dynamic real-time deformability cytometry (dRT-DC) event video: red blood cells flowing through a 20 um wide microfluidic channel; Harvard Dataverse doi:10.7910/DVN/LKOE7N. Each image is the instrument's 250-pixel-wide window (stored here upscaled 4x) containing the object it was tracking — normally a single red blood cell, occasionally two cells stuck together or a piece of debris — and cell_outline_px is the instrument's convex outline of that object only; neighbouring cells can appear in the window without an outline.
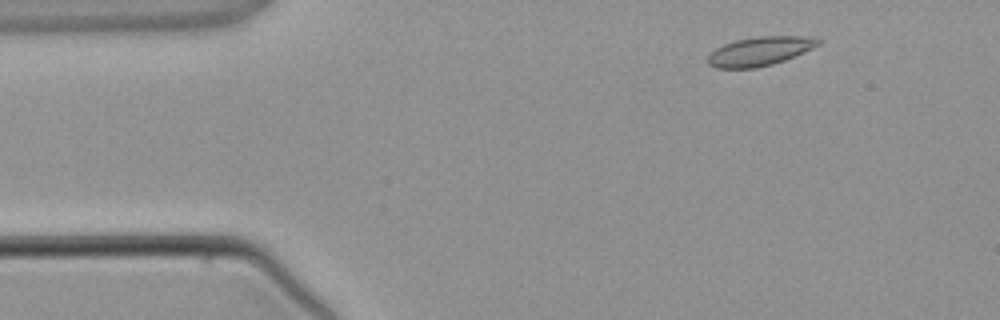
{"species": "common noctule bat (a hibernating species)", "species_latin": "Nyctalus noctula", "temperature_condition": "warm", "stored_images_in_passage": 2, "camera_frame_rate_fps": 3000, "um_per_image_px": 0.085, "animal": {"sex": "male", "body_mass_g": 21.5, "forearm_length_mm": 52.0}, "frame": {"image": 1, "passage_image": 1, "time_ms": 0.0, "image_size_px": [1000, 320], "cell_outline_px": [[820, 44], [812, 48], [784, 60], [772, 64], [756, 68], [716, 68], [708, 64], [708, 56], [716, 48], [724, 44], [736, 40], [756, 36], [804, 36], [820, 40]], "centroid_in_image_um": [64.55, 4.35], "position_along_channel_um": 20.4, "area_um2": 18.38}}